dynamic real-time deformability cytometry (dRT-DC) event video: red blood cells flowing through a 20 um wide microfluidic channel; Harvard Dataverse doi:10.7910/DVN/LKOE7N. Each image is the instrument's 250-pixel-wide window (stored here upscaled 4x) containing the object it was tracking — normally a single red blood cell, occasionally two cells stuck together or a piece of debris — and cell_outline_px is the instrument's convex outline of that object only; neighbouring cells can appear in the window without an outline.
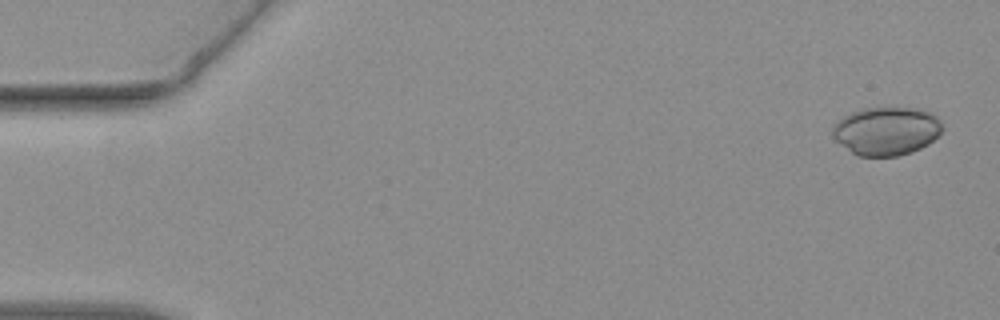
{"species": "common noctule bat (a hibernating species)", "species_latin": "Nyctalus noctula", "temperature_condition": "warm", "stored_images_in_passage": 33, "camera_frame_rate_fps": 3000, "um_per_image_px": 0.085, "animal": {"sex": "female", "body_mass_g": 19.3, "forearm_length_mm": 54.1}, "frame": {"image": 1, "passage_image": 2, "time_ms": 0.333, "image_size_px": [1000, 320], "cell_outline_px": [[940, 132], [928, 144], [912, 152], [896, 156], [860, 156], [852, 152], [836, 140], [832, 136], [832, 124], [836, 120], [852, 112], [864, 108], [920, 108], [936, 116], [940, 120]], "centroid_in_image_um": [75.31, 11.13], "position_along_channel_um": 9.7, "area_um2": 30.69}}
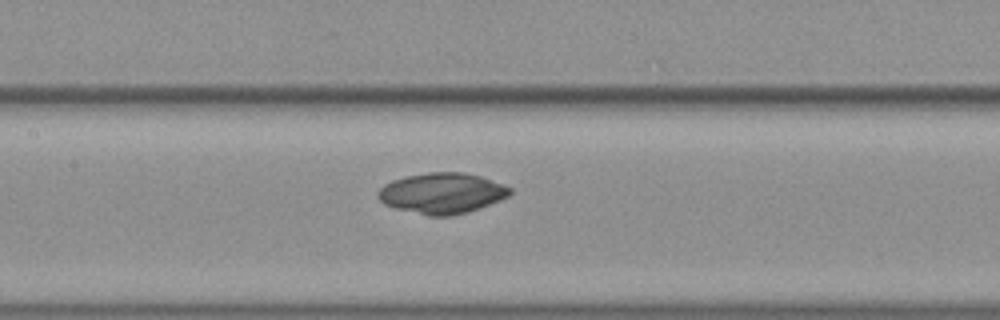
{"frame": {"image": 2, "passage_image": 26, "time_ms": 8.333, "image_size_px": [1000, 320], "cell_outline_px": [[512, 192], [508, 196], [500, 200], [480, 208], [468, 212], [452, 216], [428, 216], [396, 208], [384, 204], [380, 200], [376, 192], [384, 184], [392, 180], [408, 176], [428, 172], [464, 172], [480, 176], [504, 184], [512, 188]], "centroid_in_image_um": [37.58, 16.42], "position_along_channel_um": 169.8, "area_um2": 31.39}}
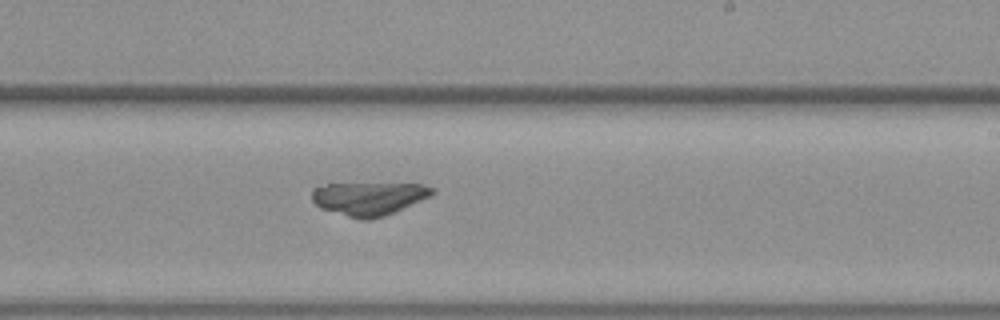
{"frame": {"image": 3, "passage_image": 33, "time_ms": 10.667, "image_size_px": [1000, 320], "cell_outline_px": [[436, 192], [432, 196], [384, 216], [368, 220], [360, 220], [320, 208], [312, 200], [312, 188], [328, 184], [424, 184], [436, 188]], "centroid_in_image_um": [31.38, 16.87], "position_along_channel_um": 257.6, "area_um2": 23.35}}